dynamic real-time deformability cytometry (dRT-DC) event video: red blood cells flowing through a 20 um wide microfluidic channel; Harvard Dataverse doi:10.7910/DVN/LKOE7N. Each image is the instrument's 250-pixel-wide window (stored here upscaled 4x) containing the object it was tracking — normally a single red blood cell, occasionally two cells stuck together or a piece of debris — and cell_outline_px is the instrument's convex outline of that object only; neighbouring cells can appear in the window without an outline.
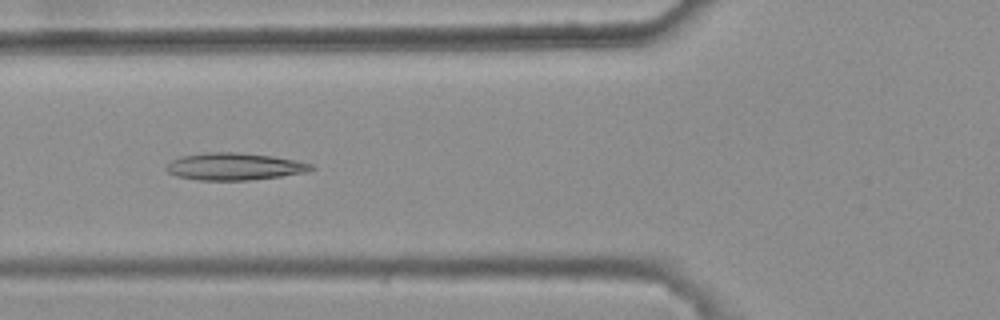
{"species": "common noctule bat (a hibernating species)", "species_latin": "Nyctalus noctula", "temperature_condition": "warm", "stored_images_in_passage": 5, "camera_frame_rate_fps": 3000, "um_per_image_px": 0.085, "animal": {"sex": "female", "body_mass_g": 25.1}, "frame": {"image": 1, "passage_image": 3, "time_ms": 0.667, "image_size_px": [1000, 320], "cell_outline_px": [[316, 168], [308, 172], [280, 176], [248, 180], [200, 180], [176, 176], [168, 172], [164, 168], [172, 160], [180, 156], [204, 152], [236, 152], [272, 156], [312, 164]], "centroid_in_image_um": [19.9, 14.15], "position_along_channel_um": 105.9, "area_um2": 22.89}}
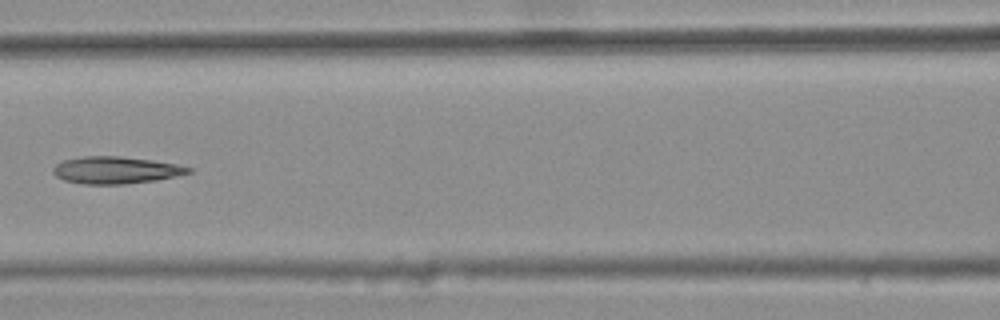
{"frame": {"image": 2, "passage_image": 4, "time_ms": 1.0, "image_size_px": [1000, 320], "cell_outline_px": [[192, 172], [176, 176], [156, 180], [124, 184], [84, 184], [64, 180], [56, 176], [52, 172], [52, 168], [56, 164], [64, 160], [84, 156], [120, 156], [152, 160], [176, 164], [192, 168]], "centroid_in_image_um": [9.83, 14.46], "position_along_channel_um": 156.8, "area_um2": 21.33}}
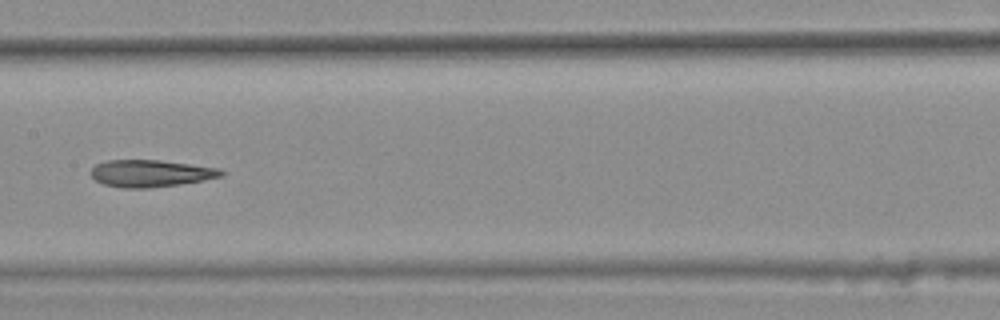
{"frame": {"image": 3, "passage_image": 5, "time_ms": 1.333, "image_size_px": [1000, 320], "cell_outline_px": [[224, 176], [204, 180], [180, 184], [148, 188], [124, 188], [104, 184], [96, 180], [92, 176], [92, 168], [96, 164], [108, 160], [160, 160], [220, 168], [224, 172]], "centroid_in_image_um": [12.84, 14.73], "position_along_channel_um": 194.6, "area_um2": 20.46}}